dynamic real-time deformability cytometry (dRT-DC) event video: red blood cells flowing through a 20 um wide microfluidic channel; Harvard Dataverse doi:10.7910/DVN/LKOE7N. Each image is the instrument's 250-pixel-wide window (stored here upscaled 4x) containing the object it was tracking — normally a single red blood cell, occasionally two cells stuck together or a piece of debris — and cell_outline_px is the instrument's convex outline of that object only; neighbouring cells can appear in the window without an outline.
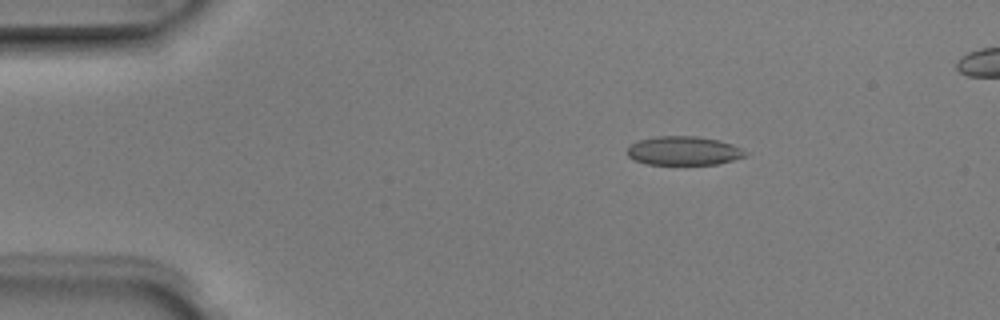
{"species": "Egyptian fruit bat (a non-hibernating species)", "species_latin": "Rousettus aegyptiacus", "temperature_condition": "room temperature", "stored_images_in_passage": 4, "camera_frame_rate_fps": 3000, "um_per_image_px": 0.085, "animal": {"sex": "male"}, "frame": {"image": 1, "passage_image": 3, "time_ms": 0.667, "image_size_px": [1000, 320], "cell_outline_px": [[748, 156], [716, 164], [648, 164], [636, 160], [628, 156], [628, 144], [640, 140], [656, 136], [696, 136], [720, 140], [732, 144], [748, 152]], "centroid_in_image_um": [58.13, 12.81], "position_along_channel_um": 26.9, "area_um2": 19.83}}